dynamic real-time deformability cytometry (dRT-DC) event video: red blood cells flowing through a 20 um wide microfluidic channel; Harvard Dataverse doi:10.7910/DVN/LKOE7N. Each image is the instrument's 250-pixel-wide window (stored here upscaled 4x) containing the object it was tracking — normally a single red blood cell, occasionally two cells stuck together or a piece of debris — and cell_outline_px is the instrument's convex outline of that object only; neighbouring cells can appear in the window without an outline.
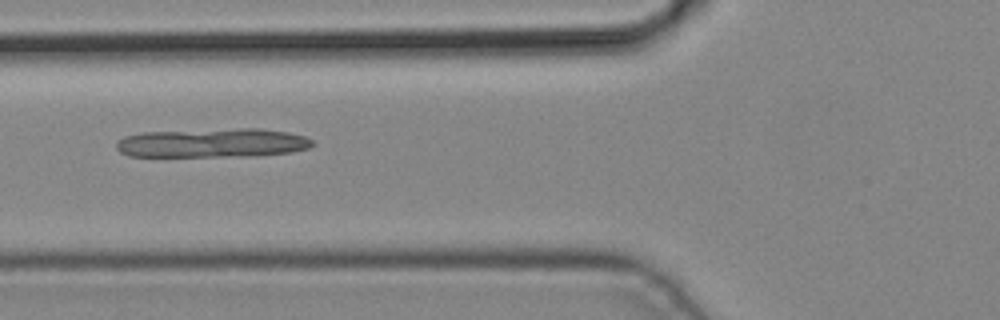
{"species": "common noctule bat (a hibernating species)", "species_latin": "Nyctalus noctula", "temperature_condition": "cold", "stored_images_in_passage": 5, "camera_frame_rate_fps": 3000, "um_per_image_px": 0.085, "animal": {"sex": "male", "body_mass_g": 19.2, "forearm_length_mm": 51.8}, "frame": {"image": 1, "passage_image": 4, "time_ms": 1.0, "image_size_px": [1000, 320], "cell_outline_px": [[316, 144], [308, 148], [292, 152], [256, 156], [128, 156], [120, 152], [116, 148], [116, 140], [124, 136], [144, 132], [240, 128], [260, 128], [288, 132], [304, 136], [312, 140]], "centroid_in_image_um": [18.08, 12.15], "position_along_channel_um": 107.7, "area_um2": 33.47}}
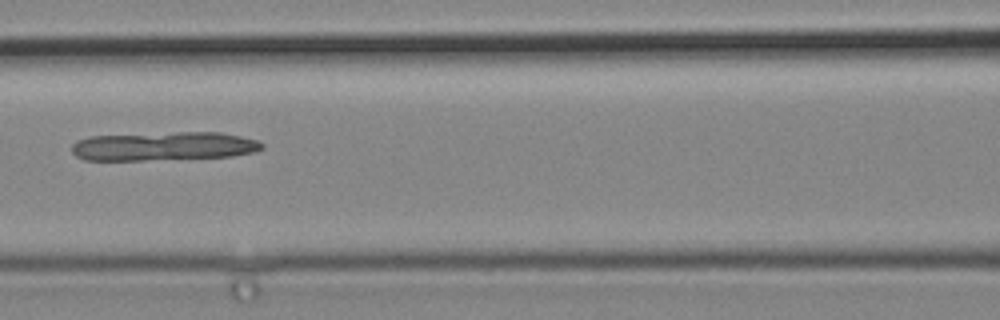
{"frame": {"image": 2, "passage_image": 5, "time_ms": 1.333, "image_size_px": [1000, 320], "cell_outline_px": [[264, 148], [252, 152], [232, 156], [140, 160], [84, 160], [76, 156], [72, 152], [72, 144], [76, 140], [92, 136], [176, 132], [220, 132], [240, 136], [256, 140], [264, 144]], "centroid_in_image_um": [13.89, 12.42], "position_along_channel_um": 152.7, "area_um2": 31.73}}